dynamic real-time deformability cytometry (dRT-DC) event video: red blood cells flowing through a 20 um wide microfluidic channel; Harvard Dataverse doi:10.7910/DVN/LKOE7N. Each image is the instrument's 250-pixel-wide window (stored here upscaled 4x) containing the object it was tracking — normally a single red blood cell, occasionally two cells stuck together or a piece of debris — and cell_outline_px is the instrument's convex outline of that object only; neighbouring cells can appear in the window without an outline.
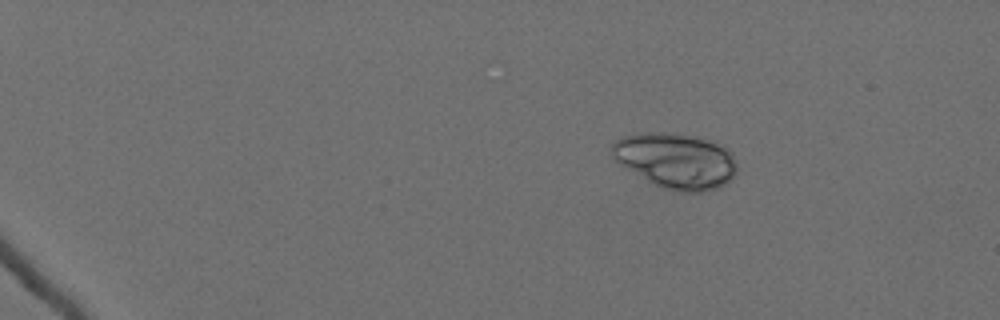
{"species": "Egyptian fruit bat (a non-hibernating species)", "species_latin": "Rousettus aegyptiacus", "temperature_condition": "cold", "stored_images_in_passage": 28, "camera_frame_rate_fps": 3000, "um_per_image_px": 0.085, "animal": {"sex": "female"}, "frame": {"image": 1, "passage_image": 13, "time_ms": 4.0, "image_size_px": [1000, 320], "cell_outline_px": [[736, 172], [724, 184], [716, 188], [700, 192], [680, 192], [664, 188], [648, 180], [620, 164], [612, 156], [612, 144], [620, 136], [640, 132], [664, 132], [688, 136], [704, 140], [728, 148], [736, 164]], "centroid_in_image_um": [57.41, 13.65], "position_along_channel_um": 27.6, "area_um2": 39.65}}
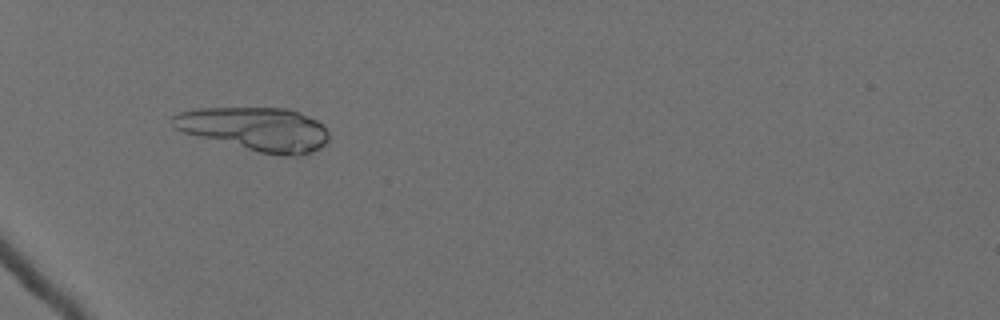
{"frame": {"image": 2, "passage_image": 25, "time_ms": 8.0, "image_size_px": [1000, 320], "cell_outline_px": [[328, 140], [320, 148], [312, 152], [300, 156], [280, 156], [260, 152], [184, 132], [176, 128], [172, 124], [172, 116], [180, 112], [200, 108], [288, 108], [300, 112], [324, 124], [328, 132]], "centroid_in_image_um": [21.78, 10.97], "position_along_channel_um": 63.2, "area_um2": 39.42}}